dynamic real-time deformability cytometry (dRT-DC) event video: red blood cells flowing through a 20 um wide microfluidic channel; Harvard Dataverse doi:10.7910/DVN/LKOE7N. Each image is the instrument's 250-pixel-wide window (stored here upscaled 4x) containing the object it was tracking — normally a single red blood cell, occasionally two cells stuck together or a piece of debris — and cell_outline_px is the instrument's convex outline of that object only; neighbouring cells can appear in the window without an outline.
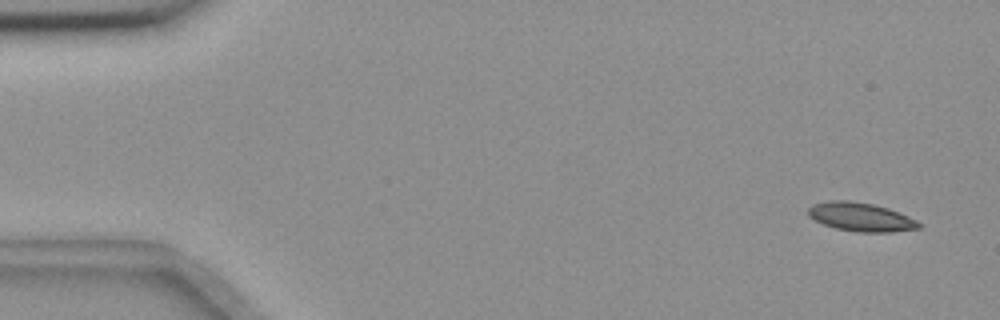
{"species": "common noctule bat (a hibernating species)", "species_latin": "Nyctalus noctula", "temperature_condition": "room temperature", "stored_images_in_passage": 57, "segment_of_instrument_passage": [1, 2], "camera_frame_rate_fps": 3000, "um_per_image_px": 0.085, "animal": {"sex": "female", "body_mass_g": 18.4}, "frame": {"image": 1, "passage_image": 3, "time_ms": 0.667, "image_size_px": [1000, 320], "cell_outline_px": [[920, 228], [892, 232], [860, 232], [836, 228], [824, 224], [808, 216], [808, 208], [812, 204], [832, 200], [848, 200], [872, 204], [888, 208], [908, 216], [916, 220], [920, 224]], "centroid_in_image_um": [73.16, 18.44], "position_along_channel_um": 11.8, "area_um2": 18.32}}
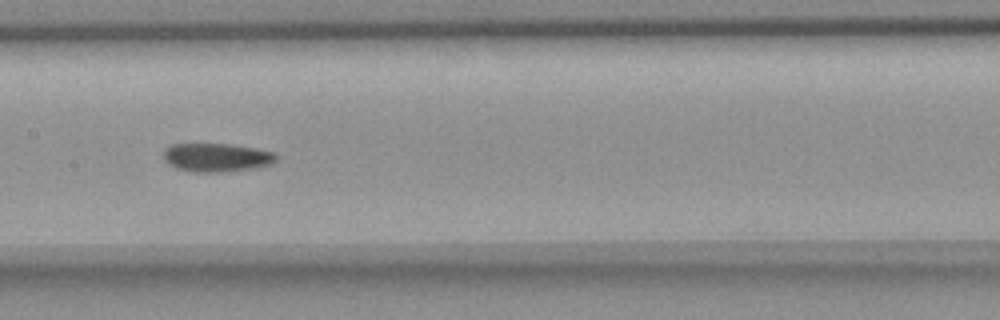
{"frame": {"image": 2, "passage_image": 28, "time_ms": 9.0, "image_size_px": [1000, 320], "cell_outline_px": [[276, 160], [272, 164], [256, 168], [216, 172], [192, 172], [176, 168], [168, 164], [164, 160], [164, 148], [172, 144], [232, 144], [272, 152], [276, 156]], "centroid_in_image_um": [18.37, 13.39], "position_along_channel_um": 189.0, "area_um2": 18.67}}
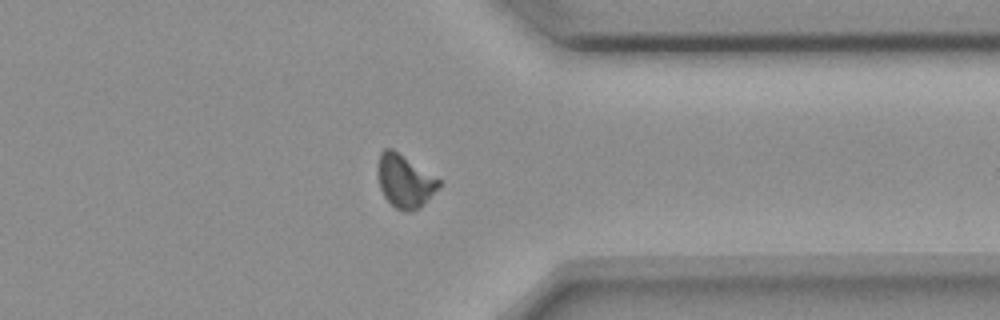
{"frame": {"image": 3, "passage_image": 44, "time_ms": 14.333, "image_size_px": [1000, 320], "cell_outline_px": [[440, 184], [420, 208], [408, 212], [396, 208], [384, 196], [380, 188], [380, 152], [384, 148], [392, 148], [440, 180]], "centroid_in_image_um": [34.41, 15.4], "position_along_channel_um": 377.0, "area_um2": 18.03}}